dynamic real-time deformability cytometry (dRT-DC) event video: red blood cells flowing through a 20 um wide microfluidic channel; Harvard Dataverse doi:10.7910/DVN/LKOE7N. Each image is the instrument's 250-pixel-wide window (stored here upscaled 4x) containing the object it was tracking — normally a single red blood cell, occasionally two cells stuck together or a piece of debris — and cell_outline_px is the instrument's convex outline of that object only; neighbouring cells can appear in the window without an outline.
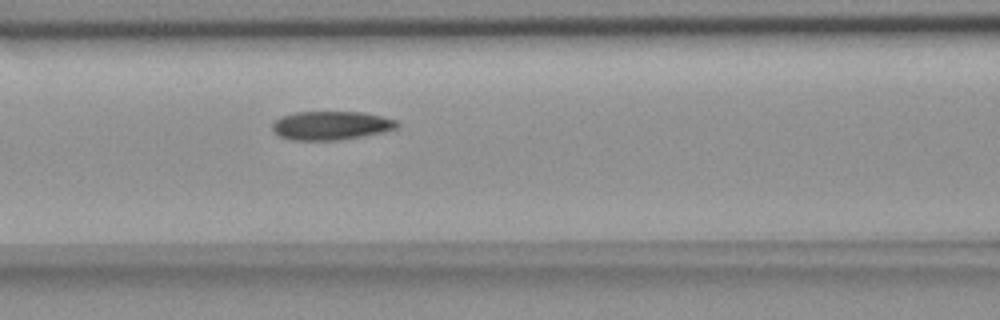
{"species": "common noctule bat (a hibernating species)", "species_latin": "Nyctalus noctula", "temperature_condition": "room temperature", "stored_images_in_passage": 5, "camera_frame_rate_fps": 3000, "um_per_image_px": 0.085, "animal": {"sex": "female", "body_mass_g": 18.4}, "frame": {"image": 1, "passage_image": 5, "time_ms": 6.333, "image_size_px": [1000, 320], "cell_outline_px": [[400, 124], [396, 128], [380, 132], [340, 140], [292, 140], [280, 136], [272, 128], [272, 124], [280, 116], [292, 112], [364, 112], [384, 116], [396, 120]], "centroid_in_image_um": [28.13, 10.65], "position_along_channel_um": 138.5, "area_um2": 20.81}}